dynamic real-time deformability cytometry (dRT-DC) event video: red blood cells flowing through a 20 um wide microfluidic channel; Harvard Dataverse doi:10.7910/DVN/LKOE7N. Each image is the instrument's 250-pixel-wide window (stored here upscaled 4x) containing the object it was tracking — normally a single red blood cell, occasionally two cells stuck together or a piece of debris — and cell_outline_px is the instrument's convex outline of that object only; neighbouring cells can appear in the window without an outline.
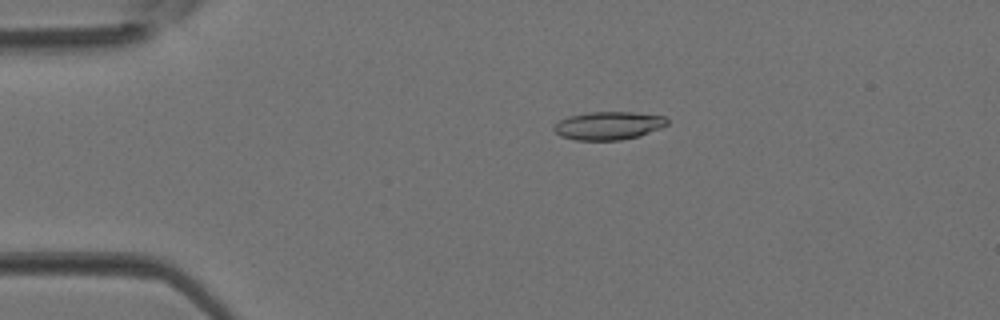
{"species": "Egyptian fruit bat (a non-hibernating species)", "species_latin": "Rousettus aegyptiacus", "temperature_condition": "room temperature", "stored_images_in_passage": 3, "camera_frame_rate_fps": 3000, "um_per_image_px": 0.085, "animal": {"sex": "female"}, "frame": {"image": 1, "passage_image": 1, "time_ms": 0.0, "image_size_px": [1000, 320], "cell_outline_px": [[668, 124], [660, 128], [640, 136], [620, 140], [576, 140], [560, 136], [552, 128], [560, 120], [568, 116], [588, 112], [632, 112], [664, 116], [668, 120]], "centroid_in_image_um": [51.72, 10.68], "position_along_channel_um": 33.3, "area_um2": 18.55}}